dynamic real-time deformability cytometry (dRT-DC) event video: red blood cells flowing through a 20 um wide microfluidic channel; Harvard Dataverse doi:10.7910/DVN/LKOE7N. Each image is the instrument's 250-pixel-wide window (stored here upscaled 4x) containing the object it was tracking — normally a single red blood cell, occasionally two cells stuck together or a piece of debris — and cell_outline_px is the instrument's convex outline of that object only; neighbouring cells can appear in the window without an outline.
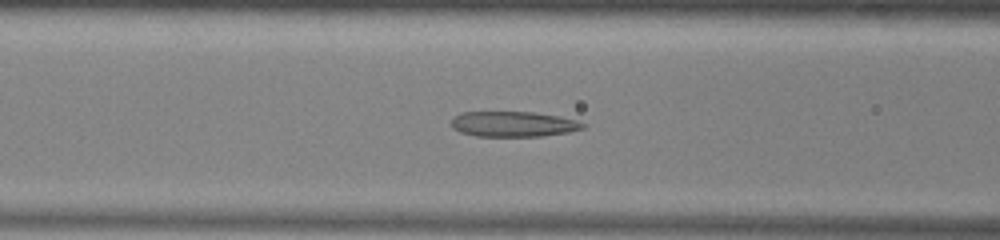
{"species": "common noctule bat (a hibernating species)", "species_latin": "Nyctalus noctula", "temperature_condition": "warm", "stored_images_in_passage": 43, "camera_frame_rate_fps": 3000, "um_per_image_px": 0.085, "animal": {"sex": "male", "body_mass_g": 13.0, "forearm_length_mm": 53.1}, "frame": {"image": 1, "passage_image": 12, "time_ms": 3.667, "image_size_px": [1000, 240], "cell_outline_px": [[588, 124], [584, 128], [568, 132], [540, 136], [476, 136], [460, 132], [452, 128], [452, 120], [460, 112], [532, 112], [560, 116], [576, 120]], "centroid_in_image_um": [43.65, 10.54], "position_along_channel_um": 122.9, "area_um2": 19.42}}
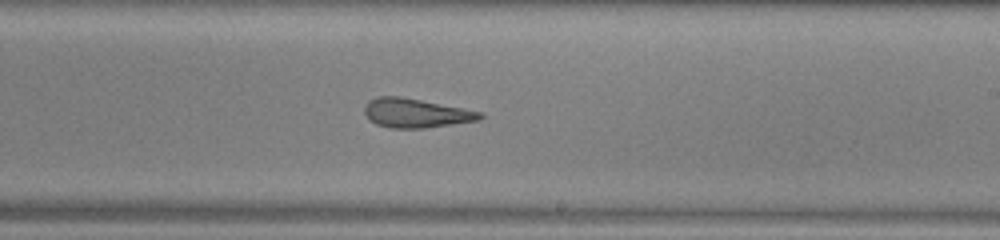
{"frame": {"image": 2, "passage_image": 22, "time_ms": 7.0, "image_size_px": [1000, 240], "cell_outline_px": [[484, 116], [480, 120], [424, 128], [392, 128], [376, 124], [368, 120], [364, 112], [364, 108], [368, 100], [376, 96], [400, 96], [484, 112]], "centroid_in_image_um": [35.33, 9.61], "position_along_channel_um": 253.7, "area_um2": 19.71}}
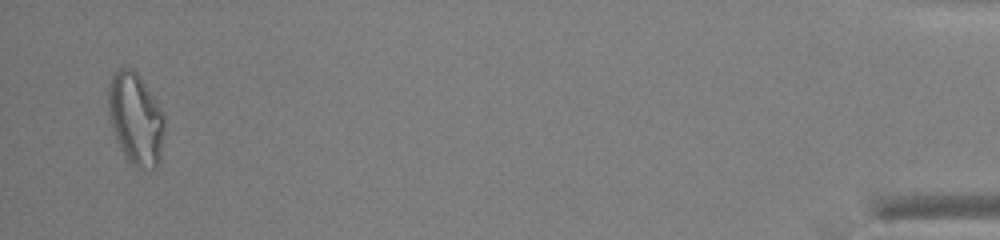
{"frame": {"image": 3, "passage_image": 42, "time_ms": 13.667, "image_size_px": [1000, 240], "cell_outline_px": [[164, 136], [160, 164], [156, 168], [136, 168], [128, 160], [116, 136], [108, 116], [108, 88], [112, 72], [120, 68], [132, 68], [140, 76], [164, 112]], "centroid_in_image_um": [11.56, 10.08], "position_along_channel_um": 423.6, "area_um2": 30.29}, "authors_computed_cell_mechanics": {"area_um2": 21.675, "velocity_mm_per_s": 3.9239, "shape_relaxation_time_tau1_ms": null, "shape_relaxation_time_tau2_ms": 3.0738, "deformation_change_tau1": null, "deformation_change_tau2": 0.1288}}